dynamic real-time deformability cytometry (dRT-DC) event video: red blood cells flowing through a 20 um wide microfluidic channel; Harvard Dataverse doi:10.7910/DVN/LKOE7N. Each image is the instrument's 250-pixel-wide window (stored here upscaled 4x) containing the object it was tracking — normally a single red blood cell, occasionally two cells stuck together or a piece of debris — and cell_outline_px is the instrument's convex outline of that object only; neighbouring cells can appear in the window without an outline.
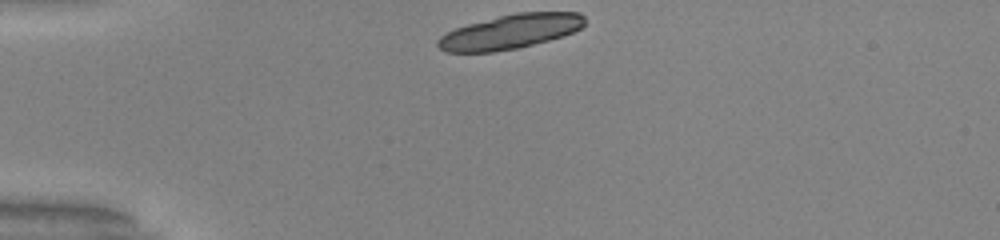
{"species": "common noctule bat (a hibernating species)", "species_latin": "Nyctalus noctula", "temperature_condition": "warm", "stored_images_in_passage": 32, "camera_frame_rate_fps": 3000, "um_per_image_px": 0.085, "animal": {"sex": "male", "body_mass_g": 20.0, "forearm_length_mm": 53.3}, "frame": {"image": 1, "passage_image": 1, "time_ms": 0.0, "image_size_px": [1000, 240], "cell_outline_px": [[584, 24], [580, 28], [572, 32], [548, 40], [520, 48], [492, 52], [448, 52], [440, 48], [436, 44], [436, 40], [440, 36], [456, 28], [468, 24], [516, 12], [580, 12], [584, 16]], "centroid_in_image_um": [43.36, 2.69], "position_along_channel_um": 41.6, "area_um2": 29.25}}
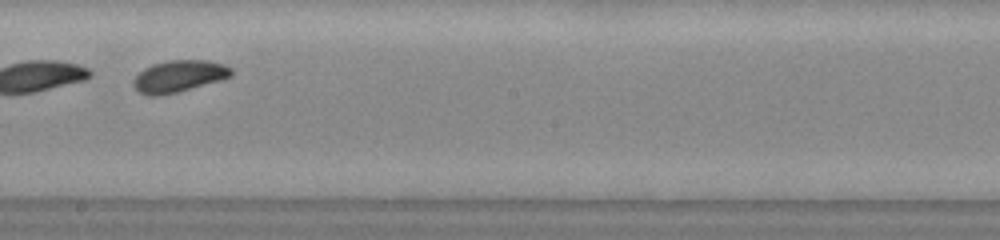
{"frame": {"image": 2, "passage_image": 19, "time_ms": 6.0, "image_size_px": [1000, 240], "cell_outline_px": [[232, 76], [220, 80], [176, 92], [160, 96], [148, 96], [140, 92], [132, 84], [132, 80], [144, 68], [152, 64], [168, 60], [208, 60], [224, 64], [232, 68]], "centroid_in_image_um": [15.2, 6.47], "position_along_channel_um": 233.0, "area_um2": 18.09}, "authors_computed_cell_mechanics": {"area_um2": 18.0336, "velocity_mm_per_s": 3.9294, "shape_relaxation_time_tau1_ms": 0.4122, "shape_relaxation_time_tau2_ms": null, "deformation_change_tau1": 0.2752, "deformation_change_tau2": null}}